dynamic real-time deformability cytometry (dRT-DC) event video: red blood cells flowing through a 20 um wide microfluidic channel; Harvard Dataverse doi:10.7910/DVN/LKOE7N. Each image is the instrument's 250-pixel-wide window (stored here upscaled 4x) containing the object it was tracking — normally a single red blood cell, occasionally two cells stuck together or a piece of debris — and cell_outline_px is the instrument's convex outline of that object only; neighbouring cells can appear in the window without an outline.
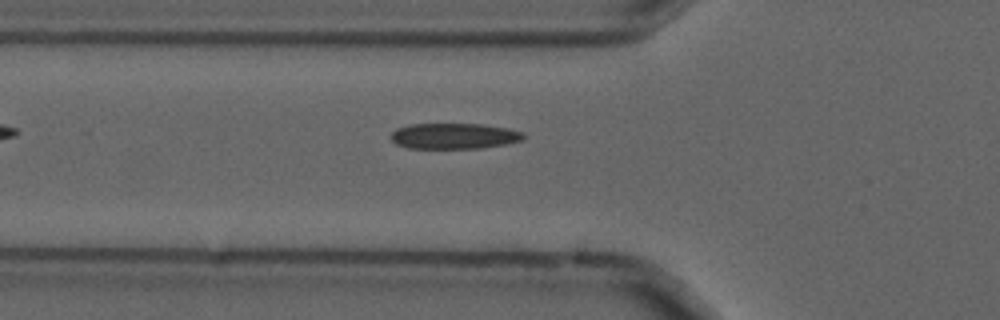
{"species": "common noctule bat (a hibernating species)", "species_latin": "Nyctalus noctula", "temperature_condition": "cold", "stored_images_in_passage": 38, "camera_frame_rate_fps": 3000, "um_per_image_px": 0.085, "animal": {"sex": "male", "forearm_length_mm": 52.5}, "frame": {"image": 1, "passage_image": 2, "time_ms": 0.333, "image_size_px": [1000, 320], "cell_outline_px": [[524, 140], [504, 144], [480, 148], [408, 148], [396, 144], [392, 140], [392, 132], [396, 128], [408, 124], [484, 124], [508, 128], [524, 132]], "centroid_in_image_um": [38.61, 11.55], "position_along_channel_um": 87.2, "area_um2": 19.94}}
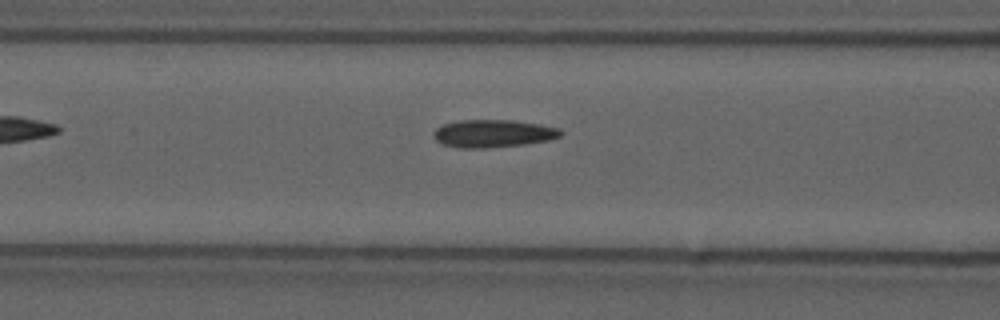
{"frame": {"image": 2, "passage_image": 5, "time_ms": 1.333, "image_size_px": [1000, 320], "cell_outline_px": [[564, 132], [560, 136], [548, 140], [524, 144], [484, 148], [460, 148], [444, 144], [436, 140], [436, 128], [444, 124], [460, 120], [512, 120], [560, 128]], "centroid_in_image_um": [41.95, 11.34], "position_along_channel_um": 124.7, "area_um2": 20.17}}
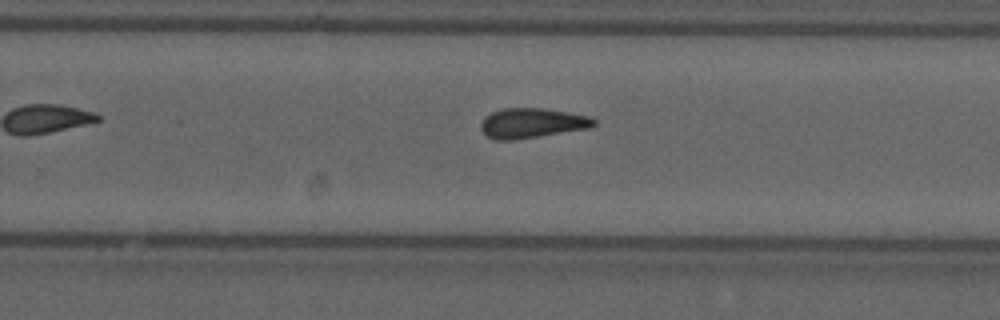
{"frame": {"image": 3, "passage_image": 18, "time_ms": 5.667, "image_size_px": [1000, 320], "cell_outline_px": [[596, 124], [592, 128], [516, 140], [496, 140], [488, 136], [480, 128], [480, 124], [492, 112], [504, 108], [540, 108], [568, 112], [588, 116], [596, 120]], "centroid_in_image_um": [45.26, 10.47], "position_along_channel_um": 284.5, "area_um2": 19.65}}